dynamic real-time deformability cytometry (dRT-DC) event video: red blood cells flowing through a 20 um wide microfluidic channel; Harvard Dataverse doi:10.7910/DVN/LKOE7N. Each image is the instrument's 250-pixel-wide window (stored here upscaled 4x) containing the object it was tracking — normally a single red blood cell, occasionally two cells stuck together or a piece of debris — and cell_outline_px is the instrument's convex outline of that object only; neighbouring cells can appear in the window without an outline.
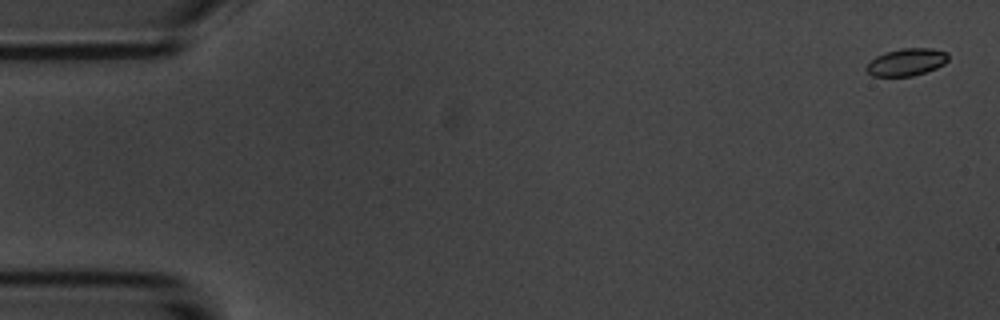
{"species": "common noctule bat (a hibernating species)", "species_latin": "Nyctalus noctula", "temperature_condition": "room temperature", "stored_images_in_passage": 11, "camera_frame_rate_fps": 3000, "um_per_image_px": 0.085, "animal": {"sex": "male", "body_mass_g": 20.1, "forearm_length_mm": 53.5}, "frame": {"image": 1, "passage_image": 1, "time_ms": 0.0, "image_size_px": [1000, 320], "cell_outline_px": [[948, 60], [944, 64], [936, 68], [912, 76], [872, 76], [864, 68], [876, 56], [884, 52], [904, 48], [932, 48], [948, 52]], "centroid_in_image_um": [77.06, 5.27], "position_along_channel_um": 7.9, "area_um2": 13.01}}
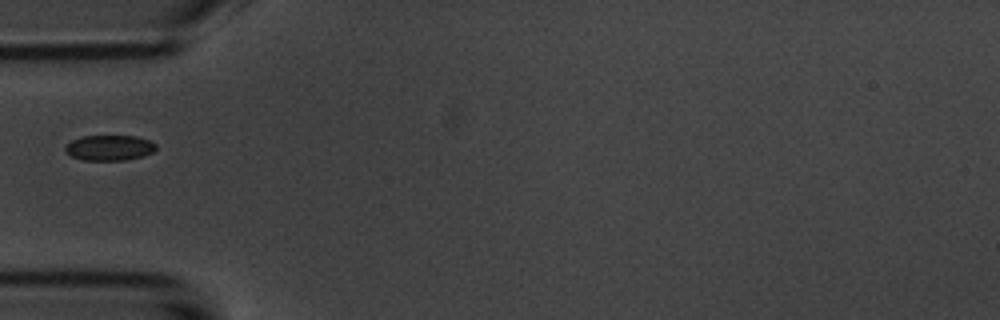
{"frame": {"image": 2, "passage_image": 5, "time_ms": 5.667, "image_size_px": [1000, 320], "cell_outline_px": [[156, 148], [152, 152], [144, 156], [124, 160], [84, 160], [72, 156], [64, 148], [72, 140], [80, 136], [136, 136], [148, 140], [156, 144]], "centroid_in_image_um": [9.32, 12.56], "position_along_channel_um": 75.7, "area_um2": 13.29}}
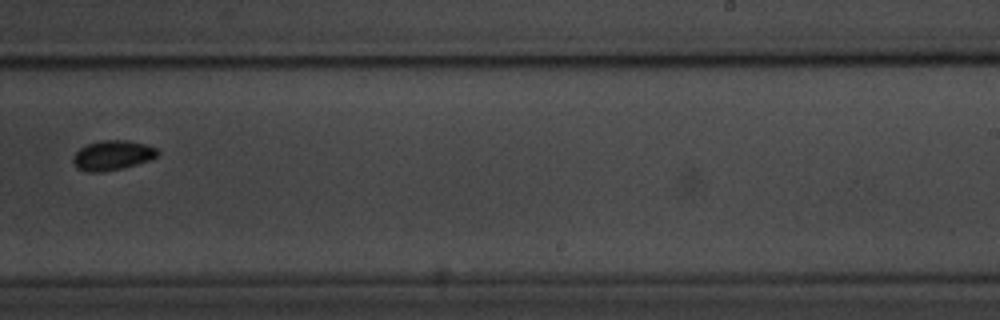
{"frame": {"image": 3, "passage_image": 10, "time_ms": 11.333, "image_size_px": [1000, 320], "cell_outline_px": [[160, 152], [156, 156], [148, 160], [124, 168], [104, 172], [84, 172], [76, 168], [72, 160], [72, 156], [84, 144], [100, 140], [128, 140], [144, 144], [156, 148]], "centroid_in_image_um": [9.5, 13.2], "position_along_channel_um": 279.5, "area_um2": 14.85}}